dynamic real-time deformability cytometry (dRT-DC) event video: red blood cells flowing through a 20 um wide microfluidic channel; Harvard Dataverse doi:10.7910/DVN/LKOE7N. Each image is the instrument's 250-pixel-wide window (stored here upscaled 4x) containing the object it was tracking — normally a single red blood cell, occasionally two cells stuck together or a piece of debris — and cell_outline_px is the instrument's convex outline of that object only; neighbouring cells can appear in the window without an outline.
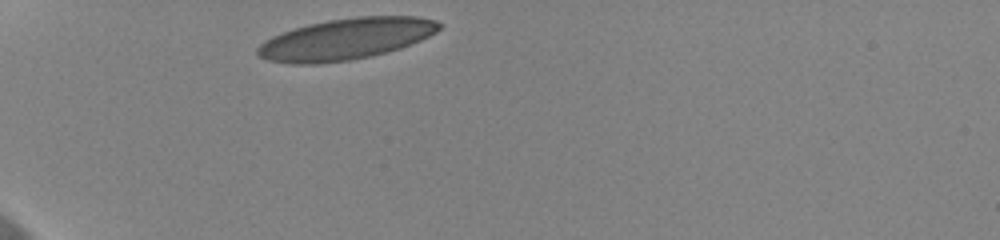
{"species": "human", "species_latin": "Homo sapiens", "temperature_condition": "cold", "stored_images_in_passage": 32, "camera_frame_rate_fps": 3000, "um_per_image_px": 0.085, "donor": {"sex": "female"}, "frame": {"image": 1, "passage_image": 1, "time_ms": 0.0, "image_size_px": [1000, 240], "cell_outline_px": [[440, 28], [436, 32], [420, 40], [400, 48], [372, 56], [348, 60], [316, 64], [288, 64], [268, 60], [256, 56], [256, 48], [264, 40], [272, 36], [308, 24], [328, 20], [356, 16], [416, 16], [436, 20], [440, 24]], "centroid_in_image_um": [29.36, 3.32], "position_along_channel_um": 55.6, "area_um2": 43.7}}
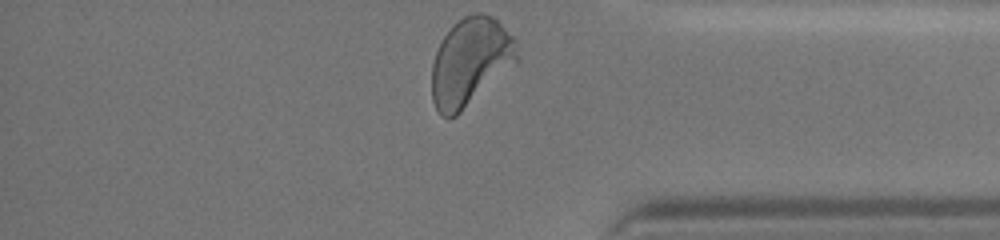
{"frame": {"image": 2, "passage_image": 32, "time_ms": 10.333, "image_size_px": [1000, 240], "cell_outline_px": [[520, 60], [456, 116], [448, 120], [440, 116], [432, 100], [432, 64], [436, 52], [444, 36], [452, 24], [464, 16], [476, 12], [484, 12], [492, 16], [516, 40]], "centroid_in_image_um": [39.98, 5.26], "position_along_channel_um": 395.2, "area_um2": 43.87}, "authors_computed_cell_mechanics": {"area_um2": 42.2229, "velocity_mm_per_s": 3.6144, "shape_relaxation_time_tau1_ms": 4.4659, "shape_relaxation_time_tau2_ms": null, "deformation_change_tau1": 0.1748, "deformation_change_tau2": null}}